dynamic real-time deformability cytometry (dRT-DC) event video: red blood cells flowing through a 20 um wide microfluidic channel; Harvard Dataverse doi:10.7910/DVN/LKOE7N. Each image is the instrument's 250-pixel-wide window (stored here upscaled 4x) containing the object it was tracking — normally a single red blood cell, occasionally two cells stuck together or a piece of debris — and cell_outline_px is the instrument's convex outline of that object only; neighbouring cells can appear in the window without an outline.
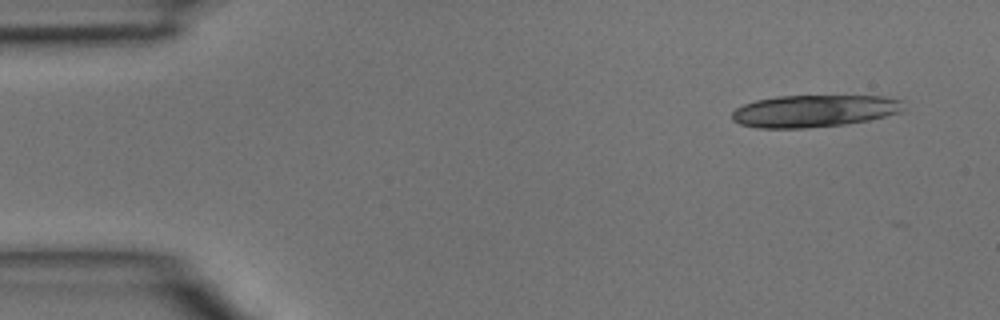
{"species": "common noctule bat (a hibernating species)", "species_latin": "Nyctalus noctula", "temperature_condition": "room temperature", "stored_images_in_passage": 4, "camera_frame_rate_fps": 3000, "um_per_image_px": 0.085, "animal": {"sex": "male", "body_mass_g": 15.6}, "frame": {"image": 1, "passage_image": 1, "time_ms": 0.0, "image_size_px": [1000, 320], "cell_outline_px": [[904, 112], [868, 120], [844, 124], [804, 128], [756, 128], [740, 124], [732, 120], [732, 112], [736, 108], [744, 104], [756, 100], [776, 96], [884, 96], [904, 100]], "centroid_in_image_um": [69.23, 9.43], "position_along_channel_um": 15.8, "area_um2": 32.37}}